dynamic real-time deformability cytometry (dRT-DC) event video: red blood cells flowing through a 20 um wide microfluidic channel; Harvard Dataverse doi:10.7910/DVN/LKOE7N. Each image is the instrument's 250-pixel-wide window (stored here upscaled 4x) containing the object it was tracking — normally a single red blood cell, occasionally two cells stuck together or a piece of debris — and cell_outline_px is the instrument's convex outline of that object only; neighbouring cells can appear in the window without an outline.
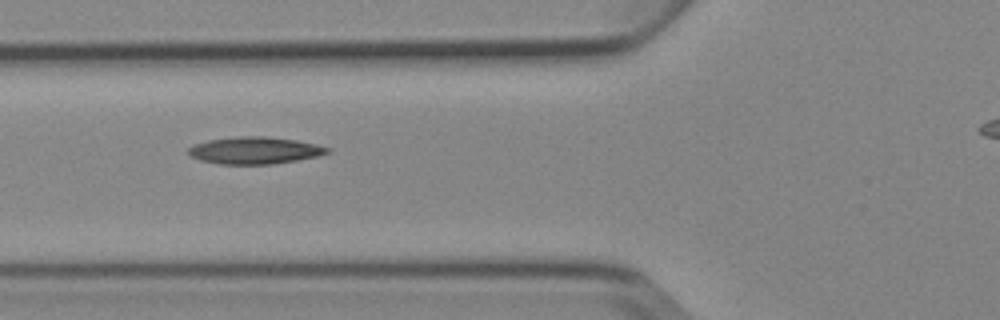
{"species": "Egyptian fruit bat (a non-hibernating species)", "species_latin": "Rousettus aegyptiacus", "temperature_condition": "cold", "stored_images_in_passage": 7, "camera_frame_rate_fps": 3000, "um_per_image_px": 0.085, "animal": {"sex": "female"}, "frame": {"image": 1, "passage_image": 5, "time_ms": 4.667, "image_size_px": [1000, 320], "cell_outline_px": [[332, 152], [320, 156], [272, 164], [220, 164], [200, 160], [188, 156], [188, 148], [192, 144], [208, 140], [240, 136], [264, 136], [296, 140], [316, 144], [332, 148]], "centroid_in_image_um": [21.66, 12.78], "position_along_channel_um": 104.1, "area_um2": 22.14}}
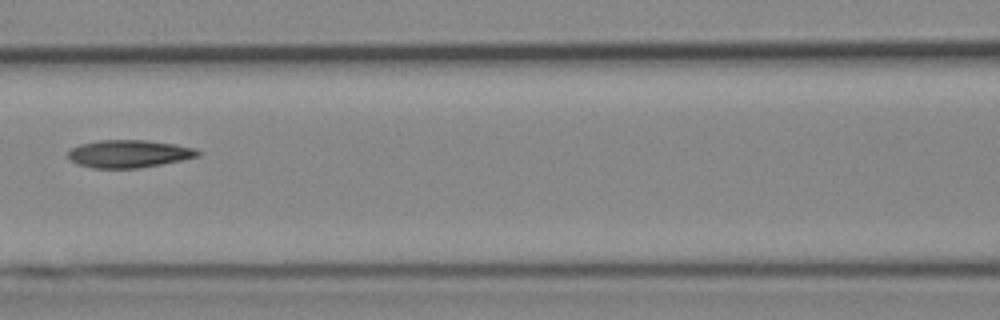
{"frame": {"image": 2, "passage_image": 6, "time_ms": 6.0, "image_size_px": [1000, 320], "cell_outline_px": [[200, 156], [160, 164], [136, 168], [92, 168], [76, 164], [68, 156], [68, 152], [72, 148], [80, 144], [100, 140], [148, 140], [176, 144], [196, 148], [200, 152]], "centroid_in_image_um": [10.96, 13.06], "position_along_channel_um": 155.6, "area_um2": 20.87}}
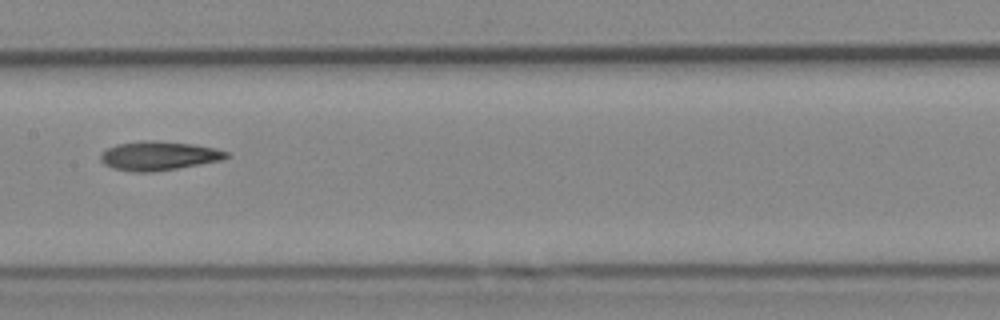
{"frame": {"image": 3, "passage_image": 7, "time_ms": 7.0, "image_size_px": [1000, 320], "cell_outline_px": [[232, 156], [224, 160], [152, 172], [132, 172], [112, 168], [104, 164], [100, 160], [100, 152], [116, 144], [144, 140], [152, 140], [192, 144], [216, 148], [228, 152]], "centroid_in_image_um": [13.49, 13.24], "position_along_channel_um": 193.9, "area_um2": 21.44}}